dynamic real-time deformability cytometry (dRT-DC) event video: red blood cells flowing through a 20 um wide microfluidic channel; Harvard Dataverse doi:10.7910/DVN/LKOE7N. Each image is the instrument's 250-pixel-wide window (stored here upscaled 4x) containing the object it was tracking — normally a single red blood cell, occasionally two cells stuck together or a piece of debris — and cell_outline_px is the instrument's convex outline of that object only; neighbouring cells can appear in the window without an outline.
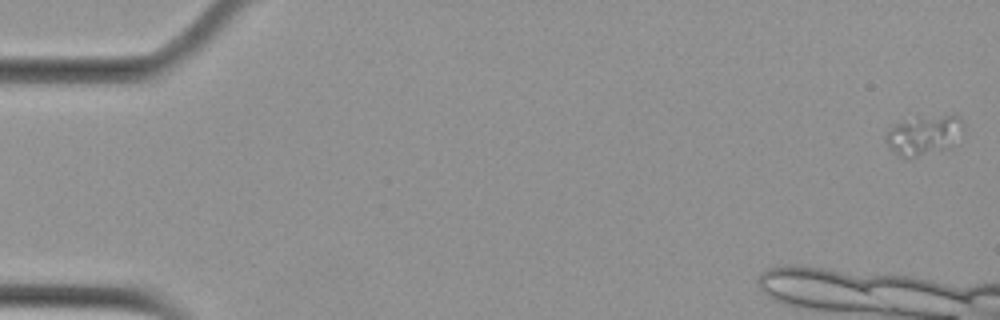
{"species": "Egyptian fruit bat (a non-hibernating species)", "species_latin": "Rousettus aegyptiacus", "temperature_condition": "cold", "stored_images_in_passage": 5, "camera_frame_rate_fps": 3000, "um_per_image_px": 0.085, "animal": {"sex": "female"}, "frame": {"image": 1, "passage_image": 1, "time_ms": 0.0, "image_size_px": [1000, 320], "cell_outline_px": [[964, 132], [948, 148], [908, 160], [904, 160], [884, 140], [884, 136], [888, 128], [900, 120], [944, 116], [956, 116], [964, 124]], "centroid_in_image_um": [78.49, 11.52], "position_along_channel_um": 6.5, "area_um2": 17.92}}